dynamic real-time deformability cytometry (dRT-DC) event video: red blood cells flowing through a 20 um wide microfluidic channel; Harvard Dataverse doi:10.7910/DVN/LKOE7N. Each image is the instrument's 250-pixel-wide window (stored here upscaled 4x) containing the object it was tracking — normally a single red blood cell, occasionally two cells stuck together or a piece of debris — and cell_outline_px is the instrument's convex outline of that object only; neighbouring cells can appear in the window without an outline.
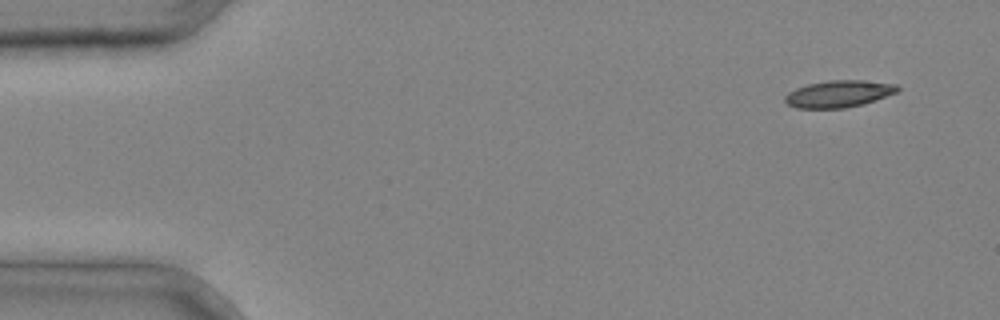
{"species": "common noctule bat (a hibernating species)", "species_latin": "Nyctalus noctula", "temperature_condition": "cold", "stored_images_in_passage": 3, "camera_frame_rate_fps": 3000, "um_per_image_px": 0.085, "animal": {"sex": "male", "body_mass_g": 20.4}, "frame": {"image": 1, "passage_image": 1, "time_ms": 0.0, "image_size_px": [1000, 320], "cell_outline_px": [[900, 88], [896, 92], [876, 100], [864, 104], [844, 108], [796, 108], [788, 104], [784, 100], [784, 96], [788, 92], [796, 88], [808, 84], [828, 80], [864, 80], [896, 84]], "centroid_in_image_um": [71.28, 7.97], "position_along_channel_um": 13.7, "area_um2": 17.69}}